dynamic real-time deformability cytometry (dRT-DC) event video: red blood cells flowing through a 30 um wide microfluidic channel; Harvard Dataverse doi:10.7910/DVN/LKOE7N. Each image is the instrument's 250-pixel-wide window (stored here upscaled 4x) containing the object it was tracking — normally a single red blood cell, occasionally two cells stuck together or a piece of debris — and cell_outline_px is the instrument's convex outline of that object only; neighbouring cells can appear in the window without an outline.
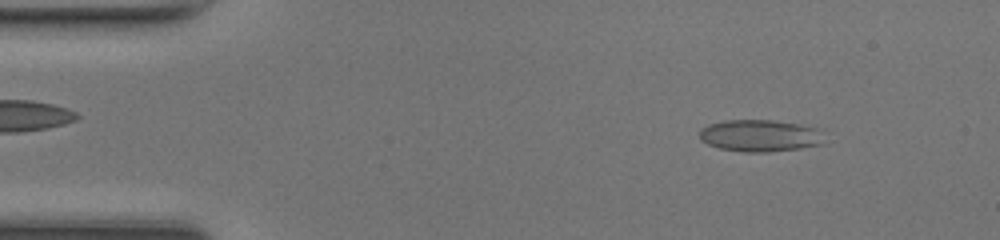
{"species": "common noctule bat (a hibernating species)", "species_latin": "Nyctalus noctula", "temperature_condition": "room temperature", "stored_images_in_passage": 47, "camera_frame_rate_fps": 3000, "um_per_image_px": 0.085, "animal": {"sex": "female", "body_mass_g": 17.0, "forearm_length_mm": 48.0}, "frame": {"image": 1, "passage_image": 5, "time_ms": 1.333, "image_size_px": [1000, 240], "cell_outline_px": [[824, 144], [800, 148], [768, 152], [744, 152], [720, 148], [708, 144], [700, 140], [700, 128], [708, 124], [724, 120], [772, 120], [800, 124], [816, 128]], "centroid_in_image_um": [64.54, 11.53], "position_along_channel_um": 20.5, "area_um2": 23.12}}
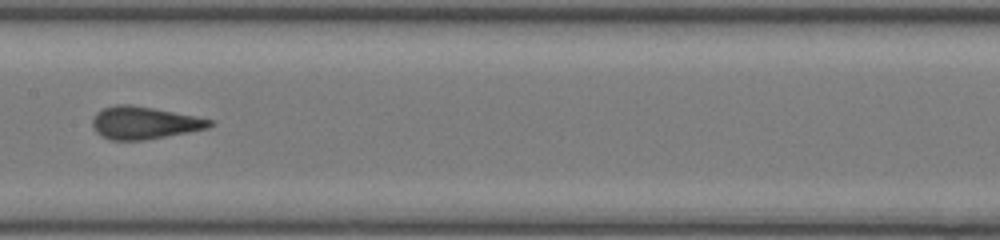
{"frame": {"image": 2, "passage_image": 23, "time_ms": 7.333, "image_size_px": [1000, 240], "cell_outline_px": [[216, 124], [208, 128], [188, 132], [144, 140], [108, 140], [100, 136], [96, 132], [92, 124], [92, 120], [96, 112], [104, 108], [116, 104], [132, 104], [196, 116], [216, 120]], "centroid_in_image_um": [12.27, 10.44], "position_along_channel_um": 195.1, "area_um2": 22.43}}
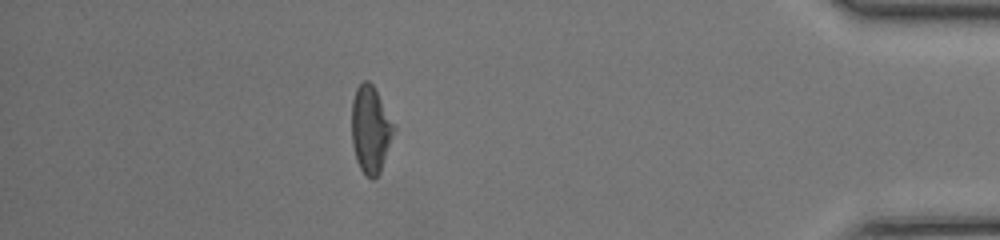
{"frame": {"image": 3, "passage_image": 41, "time_ms": 13.333, "image_size_px": [1000, 240], "cell_outline_px": [[396, 128], [380, 172], [372, 180], [364, 176], [356, 160], [352, 144], [352, 100], [356, 88], [364, 80], [368, 80], [372, 84], [396, 124]], "centroid_in_image_um": [31.51, 11.01], "position_along_channel_um": 403.7, "area_um2": 21.62}, "authors_computed_cell_mechanics": {"area_um2": 21.8484, "velocity_mm_per_s": 4.3263, "shape_relaxation_time_tau1_ms": 5.2217, "shape_relaxation_time_tau2_ms": 0.6735, "deformation_change_tau1": 0.1647, "deformation_change_tau2": 0.0613}}